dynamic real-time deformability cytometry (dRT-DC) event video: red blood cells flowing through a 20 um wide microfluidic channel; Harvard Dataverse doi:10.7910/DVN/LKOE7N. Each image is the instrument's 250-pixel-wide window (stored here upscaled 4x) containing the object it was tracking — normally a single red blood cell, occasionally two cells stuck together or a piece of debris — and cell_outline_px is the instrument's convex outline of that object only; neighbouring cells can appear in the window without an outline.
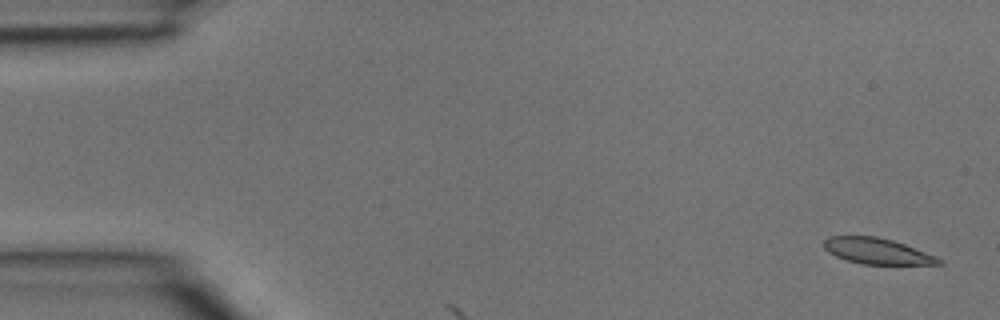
{"species": "common noctule bat (a hibernating species)", "species_latin": "Nyctalus noctula", "temperature_condition": "room temperature", "stored_images_in_passage": 6, "camera_frame_rate_fps": 3000, "um_per_image_px": 0.085, "animal": {"sex": "male", "body_mass_g": 15.6}, "frame": {"image": 1, "passage_image": 1, "time_ms": 0.0, "image_size_px": [1000, 320], "cell_outline_px": [[944, 264], [860, 264], [844, 260], [828, 252], [824, 248], [824, 240], [828, 236], [876, 236], [892, 240], [904, 244], [936, 256], [944, 260]], "centroid_in_image_um": [74.54, 21.35], "position_along_channel_um": 10.5, "area_um2": 17.4}}
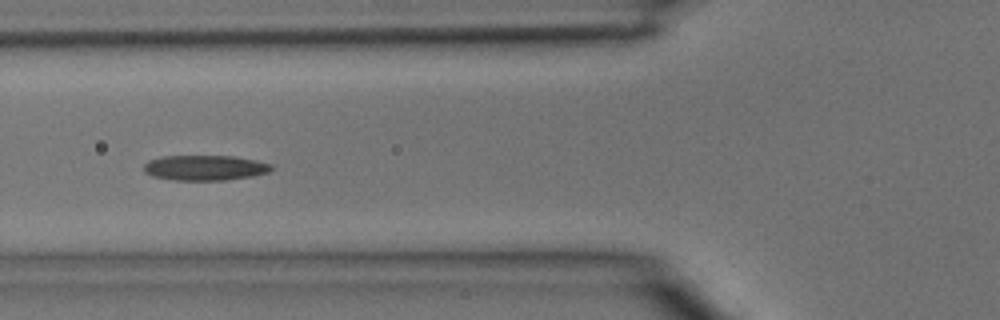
{"frame": {"image": 2, "passage_image": 5, "time_ms": 1.333, "image_size_px": [1000, 320], "cell_outline_px": [[276, 168], [268, 172], [252, 176], [224, 180], [176, 180], [152, 176], [144, 172], [144, 164], [148, 160], [164, 156], [236, 156], [276, 164]], "centroid_in_image_um": [17.48, 14.25], "position_along_channel_um": 108.3, "area_um2": 18.96}}
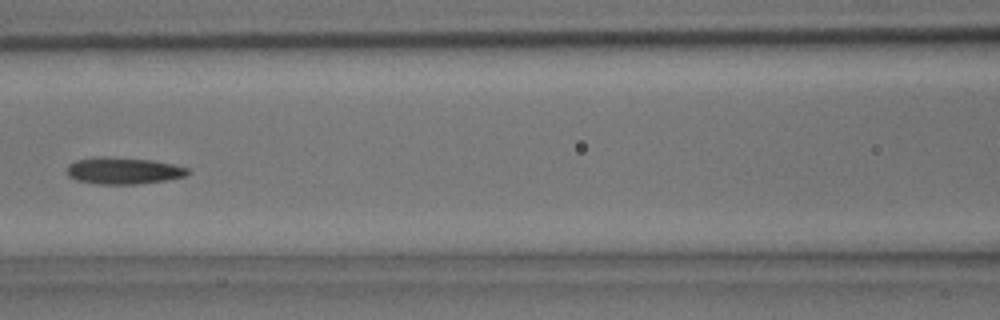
{"frame": {"image": 3, "passage_image": 6, "time_ms": 1.667, "image_size_px": [1000, 320], "cell_outline_px": [[192, 172], [184, 176], [168, 180], [136, 184], [96, 184], [76, 180], [68, 176], [68, 164], [76, 160], [104, 156], [112, 156], [152, 160], [172, 164], [188, 168]], "centroid_in_image_um": [10.5, 14.51], "position_along_channel_um": 156.1, "area_um2": 18.96}}